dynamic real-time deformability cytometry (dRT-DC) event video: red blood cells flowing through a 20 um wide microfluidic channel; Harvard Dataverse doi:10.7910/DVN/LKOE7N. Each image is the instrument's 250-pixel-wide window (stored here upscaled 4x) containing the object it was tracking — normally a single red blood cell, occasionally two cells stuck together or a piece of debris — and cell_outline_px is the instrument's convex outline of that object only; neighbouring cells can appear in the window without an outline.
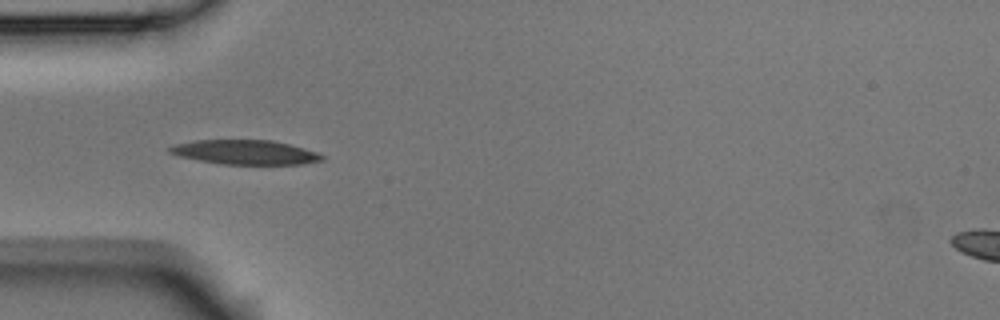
{"species": "Egyptian fruit bat (a non-hibernating species)", "species_latin": "Rousettus aegyptiacus", "temperature_condition": "room temperature", "stored_images_in_passage": 6, "camera_frame_rate_fps": 3000, "um_per_image_px": 0.085, "animal": {"sex": "male"}, "frame": {"image": 1, "passage_image": 5, "time_ms": 1.333, "image_size_px": [1000, 320], "cell_outline_px": [[324, 160], [304, 164], [220, 164], [180, 156], [168, 152], [168, 148], [176, 144], [196, 140], [272, 140], [304, 148], [316, 152], [324, 156]], "centroid_in_image_um": [20.86, 12.94], "position_along_channel_um": 64.1, "area_um2": 21.5}}
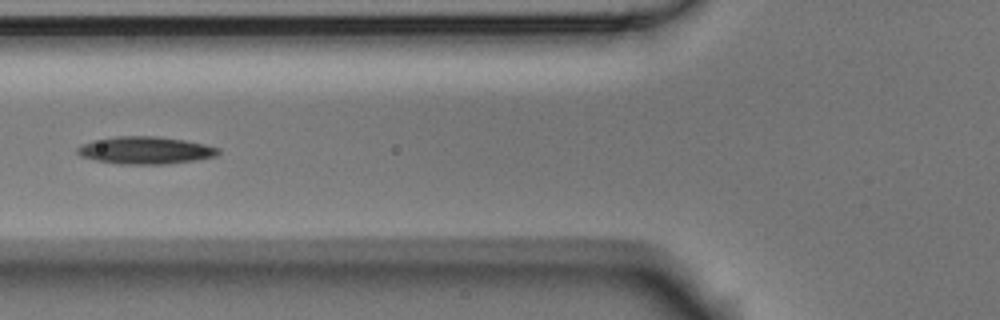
{"frame": {"image": 2, "passage_image": 6, "time_ms": 1.667, "image_size_px": [1000, 320], "cell_outline_px": [[220, 152], [216, 156], [196, 160], [164, 164], [120, 164], [96, 160], [80, 156], [76, 152], [76, 148], [92, 140], [116, 136], [156, 136], [184, 140], [204, 144], [220, 148]], "centroid_in_image_um": [12.35, 12.77], "position_along_channel_um": 113.4, "area_um2": 22.48}}